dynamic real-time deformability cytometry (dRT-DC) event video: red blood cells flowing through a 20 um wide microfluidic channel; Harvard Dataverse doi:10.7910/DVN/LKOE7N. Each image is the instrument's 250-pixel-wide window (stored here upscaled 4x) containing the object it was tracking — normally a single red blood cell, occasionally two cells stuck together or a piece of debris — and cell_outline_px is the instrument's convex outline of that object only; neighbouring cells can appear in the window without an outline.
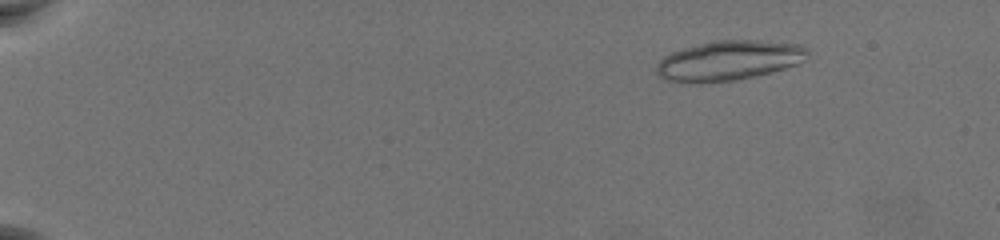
{"species": "common noctule bat (a hibernating species)", "species_latin": "Nyctalus noctula", "temperature_condition": "warm", "stored_images_in_passage": 18, "camera_frame_rate_fps": 3000, "um_per_image_px": 0.085, "animal": {"sex": "female", "body_mass_g": 19.5, "forearm_length_mm": 54.1}, "frame": {"image": 1, "passage_image": 1, "time_ms": 0.0, "image_size_px": [1000, 240], "cell_outline_px": [[808, 52], [804, 60], [796, 64], [784, 68], [736, 80], [692, 84], [668, 80], [660, 76], [656, 72], [656, 68], [660, 60], [664, 56], [672, 52], [684, 48], [712, 40], [760, 40], [800, 44], [808, 48]], "centroid_in_image_um": [61.93, 5.14], "position_along_channel_um": 23.1, "area_um2": 34.97}}